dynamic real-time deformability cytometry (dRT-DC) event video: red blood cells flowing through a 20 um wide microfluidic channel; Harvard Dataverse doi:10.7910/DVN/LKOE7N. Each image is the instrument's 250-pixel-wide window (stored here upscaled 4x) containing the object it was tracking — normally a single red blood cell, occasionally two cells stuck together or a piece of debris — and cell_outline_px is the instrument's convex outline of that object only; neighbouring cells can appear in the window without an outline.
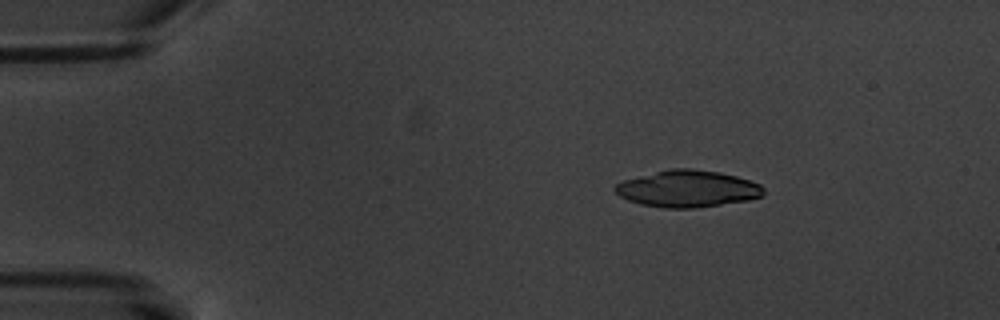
{"species": "common noctule bat (a hibernating species)", "species_latin": "Nyctalus noctula", "temperature_condition": "warm", "stored_images_in_passage": 2, "camera_frame_rate_fps": 3000, "um_per_image_px": 0.085, "animal": {"sex": "male", "body_mass_g": 20.1, "forearm_length_mm": 53.5}, "frame": {"image": 1, "passage_image": 2, "time_ms": 1.333, "image_size_px": [1000, 320], "cell_outline_px": [[764, 196], [748, 200], [696, 208], [664, 208], [640, 204], [628, 200], [620, 196], [612, 188], [616, 184], [624, 180], [672, 168], [692, 168], [720, 172], [736, 176], [760, 184], [764, 188]], "centroid_in_image_um": [58.46, 16.05], "position_along_channel_um": 26.5, "area_um2": 31.79}}